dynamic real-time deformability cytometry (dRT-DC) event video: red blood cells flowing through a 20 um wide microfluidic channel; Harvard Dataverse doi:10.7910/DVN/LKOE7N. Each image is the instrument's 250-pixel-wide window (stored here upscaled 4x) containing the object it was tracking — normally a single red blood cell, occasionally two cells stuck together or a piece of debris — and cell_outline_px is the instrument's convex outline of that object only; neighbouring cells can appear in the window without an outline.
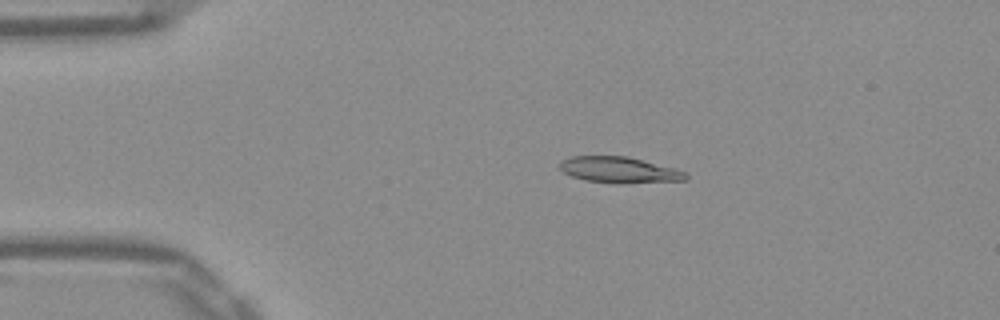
{"species": "Egyptian fruit bat (a non-hibernating species)", "species_latin": "Rousettus aegyptiacus", "temperature_condition": "warm", "stored_images_in_passage": 42, "camera_frame_rate_fps": 3000, "um_per_image_px": 0.085, "frame": {"image": 1, "passage_image": 1, "time_ms": 0.0, "image_size_px": [1000, 320], "cell_outline_px": [[688, 180], [620, 184], [584, 180], [572, 176], [564, 172], [560, 168], [560, 164], [564, 160], [572, 156], [628, 156], [672, 168], [684, 172], [688, 176]], "centroid_in_image_um": [52.64, 14.45], "position_along_channel_um": 32.4, "area_um2": 18.96}}
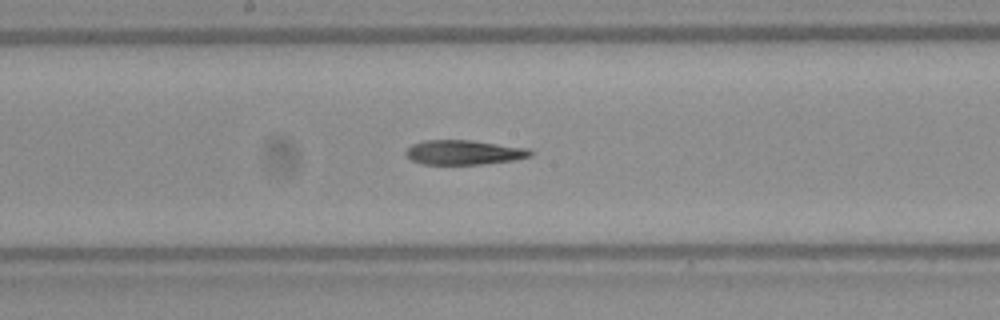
{"frame": {"image": 2, "passage_image": 18, "time_ms": 5.667, "image_size_px": [1000, 320], "cell_outline_px": [[536, 152], [532, 156], [512, 160], [484, 164], [420, 164], [412, 160], [404, 152], [412, 144], [424, 140], [472, 140], [528, 148]], "centroid_in_image_um": [39.46, 12.95], "position_along_channel_um": 208.7, "area_um2": 17.92}}
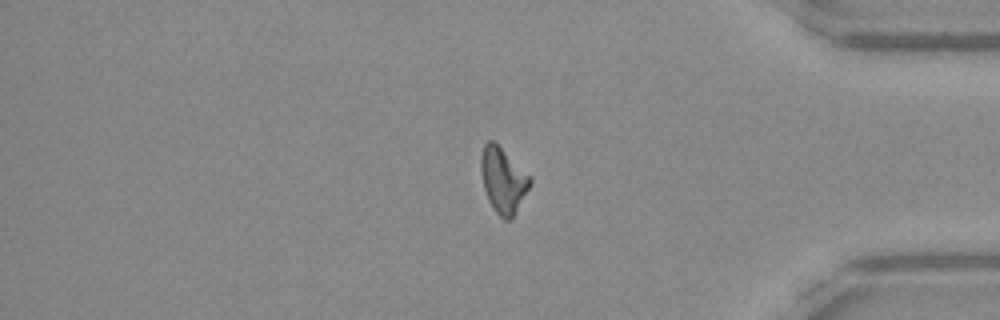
{"frame": {"image": 3, "passage_image": 34, "time_ms": 11.0, "image_size_px": [1000, 320], "cell_outline_px": [[532, 184], [516, 212], [508, 220], [504, 220], [492, 208], [488, 200], [484, 188], [480, 172], [480, 156], [484, 144], [488, 140], [492, 140], [532, 176]], "centroid_in_image_um": [42.77, 15.31], "position_along_channel_um": 392.4, "area_um2": 18.84}, "authors_computed_cell_mechanics": {"area_um2": 18.5538, "velocity_mm_per_s": 3.917, "shape_relaxation_time_tau1_ms": null, "shape_relaxation_time_tau2_ms": 9.1548, "deformation_change_tau1": null, "deformation_change_tau2": 0.2018}}